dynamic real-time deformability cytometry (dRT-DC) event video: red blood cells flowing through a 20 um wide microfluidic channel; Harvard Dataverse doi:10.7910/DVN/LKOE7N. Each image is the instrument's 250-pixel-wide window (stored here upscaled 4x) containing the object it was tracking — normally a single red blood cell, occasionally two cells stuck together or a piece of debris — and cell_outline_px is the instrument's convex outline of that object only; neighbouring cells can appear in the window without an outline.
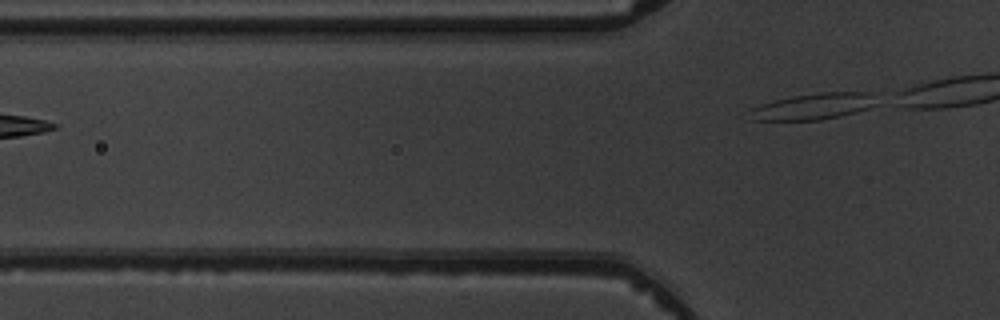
{"species": "common noctule bat (a hibernating species)", "species_latin": "Nyctalus noctula", "temperature_condition": "warm", "stored_images_in_passage": 4, "camera_frame_rate_fps": 3000, "um_per_image_px": 0.085, "animal": {"sex": "male", "body_mass_g": 19.5, "forearm_length_mm": 54.6}, "frame": {"image": 1, "passage_image": 4, "time_ms": 3.333, "image_size_px": [1000, 320], "cell_outline_px": [[880, 104], [856, 112], [840, 116], [820, 120], [748, 120], [752, 108], [760, 104], [792, 96], [820, 92], [868, 92]], "centroid_in_image_um": [69.15, 9.05], "position_along_channel_um": 56.6, "area_um2": 19.42}}